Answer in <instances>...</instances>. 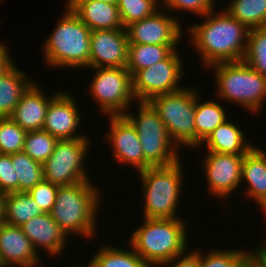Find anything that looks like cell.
I'll return each instance as SVG.
<instances>
[{
  "instance_id": "6da1fadb",
  "label": "cell",
  "mask_w": 266,
  "mask_h": 267,
  "mask_svg": "<svg viewBox=\"0 0 266 267\" xmlns=\"http://www.w3.org/2000/svg\"><path fill=\"white\" fill-rule=\"evenodd\" d=\"M215 10L205 14L201 23L187 29L193 48L206 68L222 62L243 61L250 31L225 9L219 13Z\"/></svg>"
},
{
  "instance_id": "7a4b0ae2",
  "label": "cell",
  "mask_w": 266,
  "mask_h": 267,
  "mask_svg": "<svg viewBox=\"0 0 266 267\" xmlns=\"http://www.w3.org/2000/svg\"><path fill=\"white\" fill-rule=\"evenodd\" d=\"M99 188L92 181L59 186L50 215L65 234L91 239L96 236L102 203ZM100 205V206H99Z\"/></svg>"
},
{
  "instance_id": "3957f363",
  "label": "cell",
  "mask_w": 266,
  "mask_h": 267,
  "mask_svg": "<svg viewBox=\"0 0 266 267\" xmlns=\"http://www.w3.org/2000/svg\"><path fill=\"white\" fill-rule=\"evenodd\" d=\"M133 230L129 245L150 266L155 267L187 253L188 233L182 218H143Z\"/></svg>"
},
{
  "instance_id": "277c9868",
  "label": "cell",
  "mask_w": 266,
  "mask_h": 267,
  "mask_svg": "<svg viewBox=\"0 0 266 267\" xmlns=\"http://www.w3.org/2000/svg\"><path fill=\"white\" fill-rule=\"evenodd\" d=\"M65 13L43 43V56L51 68H89L91 30L65 4Z\"/></svg>"
},
{
  "instance_id": "5b68a950",
  "label": "cell",
  "mask_w": 266,
  "mask_h": 267,
  "mask_svg": "<svg viewBox=\"0 0 266 267\" xmlns=\"http://www.w3.org/2000/svg\"><path fill=\"white\" fill-rule=\"evenodd\" d=\"M212 67V68H211ZM213 70L218 100L234 102L246 111L258 114L266 103V78L244 61L222 62L208 67Z\"/></svg>"
},
{
  "instance_id": "8992f818",
  "label": "cell",
  "mask_w": 266,
  "mask_h": 267,
  "mask_svg": "<svg viewBox=\"0 0 266 267\" xmlns=\"http://www.w3.org/2000/svg\"><path fill=\"white\" fill-rule=\"evenodd\" d=\"M181 160L167 167H149L138 172L143 191V218H181L179 198L184 182Z\"/></svg>"
},
{
  "instance_id": "52a82bcc",
  "label": "cell",
  "mask_w": 266,
  "mask_h": 267,
  "mask_svg": "<svg viewBox=\"0 0 266 267\" xmlns=\"http://www.w3.org/2000/svg\"><path fill=\"white\" fill-rule=\"evenodd\" d=\"M137 114L124 116L135 127L142 145L144 170L149 167H167L181 158L178 146L171 140L165 124L148 101H136Z\"/></svg>"
},
{
  "instance_id": "ba28073f",
  "label": "cell",
  "mask_w": 266,
  "mask_h": 267,
  "mask_svg": "<svg viewBox=\"0 0 266 267\" xmlns=\"http://www.w3.org/2000/svg\"><path fill=\"white\" fill-rule=\"evenodd\" d=\"M196 88H182L173 93L160 94L148 102L165 124L171 140L179 147L195 148V106L200 95Z\"/></svg>"
},
{
  "instance_id": "9c48e42d",
  "label": "cell",
  "mask_w": 266,
  "mask_h": 267,
  "mask_svg": "<svg viewBox=\"0 0 266 267\" xmlns=\"http://www.w3.org/2000/svg\"><path fill=\"white\" fill-rule=\"evenodd\" d=\"M93 69L89 96L105 117L124 115L136 99L132 91V75L126 67H99ZM133 102V103H132Z\"/></svg>"
},
{
  "instance_id": "30bf717a",
  "label": "cell",
  "mask_w": 266,
  "mask_h": 267,
  "mask_svg": "<svg viewBox=\"0 0 266 267\" xmlns=\"http://www.w3.org/2000/svg\"><path fill=\"white\" fill-rule=\"evenodd\" d=\"M90 145L88 136L80 139L58 140L53 153L42 164L44 180L58 186L89 181L91 177L85 169V158L91 150Z\"/></svg>"
},
{
  "instance_id": "8fae6325",
  "label": "cell",
  "mask_w": 266,
  "mask_h": 267,
  "mask_svg": "<svg viewBox=\"0 0 266 267\" xmlns=\"http://www.w3.org/2000/svg\"><path fill=\"white\" fill-rule=\"evenodd\" d=\"M180 54L174 49L165 59L132 76V91L136 101H149L157 95L173 93L185 87L180 83L185 77Z\"/></svg>"
},
{
  "instance_id": "7c38bea8",
  "label": "cell",
  "mask_w": 266,
  "mask_h": 267,
  "mask_svg": "<svg viewBox=\"0 0 266 267\" xmlns=\"http://www.w3.org/2000/svg\"><path fill=\"white\" fill-rule=\"evenodd\" d=\"M245 155L206 152L203 173L207 180L209 194L219 200L227 199L234 189L241 186L242 164Z\"/></svg>"
},
{
  "instance_id": "4fadbf2b",
  "label": "cell",
  "mask_w": 266,
  "mask_h": 267,
  "mask_svg": "<svg viewBox=\"0 0 266 267\" xmlns=\"http://www.w3.org/2000/svg\"><path fill=\"white\" fill-rule=\"evenodd\" d=\"M171 15L161 7L153 15L128 25L129 44L178 45L184 35L182 23Z\"/></svg>"
},
{
  "instance_id": "5bb4252c",
  "label": "cell",
  "mask_w": 266,
  "mask_h": 267,
  "mask_svg": "<svg viewBox=\"0 0 266 267\" xmlns=\"http://www.w3.org/2000/svg\"><path fill=\"white\" fill-rule=\"evenodd\" d=\"M61 90L48 105L42 130L58 140L80 139L85 134L78 133L82 114L79 111L76 96ZM81 114V115H80ZM77 131V132H76Z\"/></svg>"
},
{
  "instance_id": "9a60e30c",
  "label": "cell",
  "mask_w": 266,
  "mask_h": 267,
  "mask_svg": "<svg viewBox=\"0 0 266 267\" xmlns=\"http://www.w3.org/2000/svg\"><path fill=\"white\" fill-rule=\"evenodd\" d=\"M128 46L126 29L92 30L89 68L126 67Z\"/></svg>"
},
{
  "instance_id": "2e32d148",
  "label": "cell",
  "mask_w": 266,
  "mask_h": 267,
  "mask_svg": "<svg viewBox=\"0 0 266 267\" xmlns=\"http://www.w3.org/2000/svg\"><path fill=\"white\" fill-rule=\"evenodd\" d=\"M109 131L106 141L110 143L113 158L117 163L131 165L136 172L144 170V156L137 131L124 116H108Z\"/></svg>"
},
{
  "instance_id": "e0dca14e",
  "label": "cell",
  "mask_w": 266,
  "mask_h": 267,
  "mask_svg": "<svg viewBox=\"0 0 266 267\" xmlns=\"http://www.w3.org/2000/svg\"><path fill=\"white\" fill-rule=\"evenodd\" d=\"M39 258L21 226L0 223V267H38Z\"/></svg>"
},
{
  "instance_id": "ac0fdd59",
  "label": "cell",
  "mask_w": 266,
  "mask_h": 267,
  "mask_svg": "<svg viewBox=\"0 0 266 267\" xmlns=\"http://www.w3.org/2000/svg\"><path fill=\"white\" fill-rule=\"evenodd\" d=\"M23 233L28 237L38 252L44 249L50 256L58 257L67 248L68 235L57 225L49 213L31 218L21 225ZM66 246V247H65Z\"/></svg>"
},
{
  "instance_id": "d6986e66",
  "label": "cell",
  "mask_w": 266,
  "mask_h": 267,
  "mask_svg": "<svg viewBox=\"0 0 266 267\" xmlns=\"http://www.w3.org/2000/svg\"><path fill=\"white\" fill-rule=\"evenodd\" d=\"M35 81L23 93L10 118L26 132L42 130L50 101L61 91L46 97Z\"/></svg>"
},
{
  "instance_id": "ffe728a7",
  "label": "cell",
  "mask_w": 266,
  "mask_h": 267,
  "mask_svg": "<svg viewBox=\"0 0 266 267\" xmlns=\"http://www.w3.org/2000/svg\"><path fill=\"white\" fill-rule=\"evenodd\" d=\"M244 185L247 198H251L260 206L266 217V151L255 145L245 154L241 183Z\"/></svg>"
},
{
  "instance_id": "44dd1931",
  "label": "cell",
  "mask_w": 266,
  "mask_h": 267,
  "mask_svg": "<svg viewBox=\"0 0 266 267\" xmlns=\"http://www.w3.org/2000/svg\"><path fill=\"white\" fill-rule=\"evenodd\" d=\"M65 4L91 31L126 29L122 25L117 4L91 0H67Z\"/></svg>"
},
{
  "instance_id": "7402d4cb",
  "label": "cell",
  "mask_w": 266,
  "mask_h": 267,
  "mask_svg": "<svg viewBox=\"0 0 266 267\" xmlns=\"http://www.w3.org/2000/svg\"><path fill=\"white\" fill-rule=\"evenodd\" d=\"M239 128L240 125H236L232 120L227 119L199 147L206 146L207 152L245 155L256 144L250 143L249 139L245 138L248 136H245L244 131Z\"/></svg>"
},
{
  "instance_id": "603a6c76",
  "label": "cell",
  "mask_w": 266,
  "mask_h": 267,
  "mask_svg": "<svg viewBox=\"0 0 266 267\" xmlns=\"http://www.w3.org/2000/svg\"><path fill=\"white\" fill-rule=\"evenodd\" d=\"M27 76L14 63L0 77V118L10 117L13 114L23 93L34 82V79Z\"/></svg>"
},
{
  "instance_id": "cb8c5ba5",
  "label": "cell",
  "mask_w": 266,
  "mask_h": 267,
  "mask_svg": "<svg viewBox=\"0 0 266 267\" xmlns=\"http://www.w3.org/2000/svg\"><path fill=\"white\" fill-rule=\"evenodd\" d=\"M200 95L196 98L195 106V149L228 118L227 110L215 100L201 102ZM223 106V107H222Z\"/></svg>"
},
{
  "instance_id": "d4e9b609",
  "label": "cell",
  "mask_w": 266,
  "mask_h": 267,
  "mask_svg": "<svg viewBox=\"0 0 266 267\" xmlns=\"http://www.w3.org/2000/svg\"><path fill=\"white\" fill-rule=\"evenodd\" d=\"M42 214L44 212L27 192L6 193L3 222L21 226L31 218Z\"/></svg>"
},
{
  "instance_id": "484cf974",
  "label": "cell",
  "mask_w": 266,
  "mask_h": 267,
  "mask_svg": "<svg viewBox=\"0 0 266 267\" xmlns=\"http://www.w3.org/2000/svg\"><path fill=\"white\" fill-rule=\"evenodd\" d=\"M178 45L129 44L127 70L133 76L137 71L165 59Z\"/></svg>"
},
{
  "instance_id": "4316f807",
  "label": "cell",
  "mask_w": 266,
  "mask_h": 267,
  "mask_svg": "<svg viewBox=\"0 0 266 267\" xmlns=\"http://www.w3.org/2000/svg\"><path fill=\"white\" fill-rule=\"evenodd\" d=\"M99 247L89 260L94 267H150L131 246L128 247L131 250L108 244Z\"/></svg>"
},
{
  "instance_id": "83f0119b",
  "label": "cell",
  "mask_w": 266,
  "mask_h": 267,
  "mask_svg": "<svg viewBox=\"0 0 266 267\" xmlns=\"http://www.w3.org/2000/svg\"><path fill=\"white\" fill-rule=\"evenodd\" d=\"M224 8L233 18L249 30L266 27V0H229Z\"/></svg>"
},
{
  "instance_id": "f1b7e54d",
  "label": "cell",
  "mask_w": 266,
  "mask_h": 267,
  "mask_svg": "<svg viewBox=\"0 0 266 267\" xmlns=\"http://www.w3.org/2000/svg\"><path fill=\"white\" fill-rule=\"evenodd\" d=\"M11 161L18 179V192H28L44 180L43 165L24 152L11 154Z\"/></svg>"
},
{
  "instance_id": "f546056e",
  "label": "cell",
  "mask_w": 266,
  "mask_h": 267,
  "mask_svg": "<svg viewBox=\"0 0 266 267\" xmlns=\"http://www.w3.org/2000/svg\"><path fill=\"white\" fill-rule=\"evenodd\" d=\"M243 61L266 78V27L250 29Z\"/></svg>"
},
{
  "instance_id": "4dcf8cb0",
  "label": "cell",
  "mask_w": 266,
  "mask_h": 267,
  "mask_svg": "<svg viewBox=\"0 0 266 267\" xmlns=\"http://www.w3.org/2000/svg\"><path fill=\"white\" fill-rule=\"evenodd\" d=\"M57 142L58 139L47 131H30L26 133L22 152L43 164L53 153Z\"/></svg>"
},
{
  "instance_id": "1f68e13d",
  "label": "cell",
  "mask_w": 266,
  "mask_h": 267,
  "mask_svg": "<svg viewBox=\"0 0 266 267\" xmlns=\"http://www.w3.org/2000/svg\"><path fill=\"white\" fill-rule=\"evenodd\" d=\"M159 2L161 0H118L117 7L123 27L153 15L161 8Z\"/></svg>"
},
{
  "instance_id": "d6a6232c",
  "label": "cell",
  "mask_w": 266,
  "mask_h": 267,
  "mask_svg": "<svg viewBox=\"0 0 266 267\" xmlns=\"http://www.w3.org/2000/svg\"><path fill=\"white\" fill-rule=\"evenodd\" d=\"M209 250L204 254L199 248L200 267H241L247 260L246 249Z\"/></svg>"
},
{
  "instance_id": "836d02e7",
  "label": "cell",
  "mask_w": 266,
  "mask_h": 267,
  "mask_svg": "<svg viewBox=\"0 0 266 267\" xmlns=\"http://www.w3.org/2000/svg\"><path fill=\"white\" fill-rule=\"evenodd\" d=\"M26 133L10 117L0 118V153L22 152Z\"/></svg>"
},
{
  "instance_id": "e575fe53",
  "label": "cell",
  "mask_w": 266,
  "mask_h": 267,
  "mask_svg": "<svg viewBox=\"0 0 266 267\" xmlns=\"http://www.w3.org/2000/svg\"><path fill=\"white\" fill-rule=\"evenodd\" d=\"M216 0H161V7L166 11L190 12L203 17L208 12L216 9Z\"/></svg>"
},
{
  "instance_id": "d590c367",
  "label": "cell",
  "mask_w": 266,
  "mask_h": 267,
  "mask_svg": "<svg viewBox=\"0 0 266 267\" xmlns=\"http://www.w3.org/2000/svg\"><path fill=\"white\" fill-rule=\"evenodd\" d=\"M58 185L43 180L37 183L27 193L44 213H50L57 198Z\"/></svg>"
},
{
  "instance_id": "8d00e7d4",
  "label": "cell",
  "mask_w": 266,
  "mask_h": 267,
  "mask_svg": "<svg viewBox=\"0 0 266 267\" xmlns=\"http://www.w3.org/2000/svg\"><path fill=\"white\" fill-rule=\"evenodd\" d=\"M0 190L5 193L18 192V179L12 165L11 154L0 153Z\"/></svg>"
},
{
  "instance_id": "74e56055",
  "label": "cell",
  "mask_w": 266,
  "mask_h": 267,
  "mask_svg": "<svg viewBox=\"0 0 266 267\" xmlns=\"http://www.w3.org/2000/svg\"><path fill=\"white\" fill-rule=\"evenodd\" d=\"M200 267L199 248L189 253L173 258L171 261L162 263L158 267Z\"/></svg>"
},
{
  "instance_id": "f35d334b",
  "label": "cell",
  "mask_w": 266,
  "mask_h": 267,
  "mask_svg": "<svg viewBox=\"0 0 266 267\" xmlns=\"http://www.w3.org/2000/svg\"><path fill=\"white\" fill-rule=\"evenodd\" d=\"M247 259L255 266V267H266V246L258 245L254 250H247Z\"/></svg>"
},
{
  "instance_id": "ab89813d",
  "label": "cell",
  "mask_w": 266,
  "mask_h": 267,
  "mask_svg": "<svg viewBox=\"0 0 266 267\" xmlns=\"http://www.w3.org/2000/svg\"><path fill=\"white\" fill-rule=\"evenodd\" d=\"M9 52L8 48L0 49V77L15 63Z\"/></svg>"
},
{
  "instance_id": "60d3db41",
  "label": "cell",
  "mask_w": 266,
  "mask_h": 267,
  "mask_svg": "<svg viewBox=\"0 0 266 267\" xmlns=\"http://www.w3.org/2000/svg\"><path fill=\"white\" fill-rule=\"evenodd\" d=\"M5 196L6 193L0 190V223L4 220Z\"/></svg>"
},
{
  "instance_id": "b9f144b4",
  "label": "cell",
  "mask_w": 266,
  "mask_h": 267,
  "mask_svg": "<svg viewBox=\"0 0 266 267\" xmlns=\"http://www.w3.org/2000/svg\"><path fill=\"white\" fill-rule=\"evenodd\" d=\"M91 1H98V2H107L111 4H117L118 0H91Z\"/></svg>"
},
{
  "instance_id": "7bdbcfd3",
  "label": "cell",
  "mask_w": 266,
  "mask_h": 267,
  "mask_svg": "<svg viewBox=\"0 0 266 267\" xmlns=\"http://www.w3.org/2000/svg\"><path fill=\"white\" fill-rule=\"evenodd\" d=\"M241 267H255V266L247 259Z\"/></svg>"
},
{
  "instance_id": "ee69618b",
  "label": "cell",
  "mask_w": 266,
  "mask_h": 267,
  "mask_svg": "<svg viewBox=\"0 0 266 267\" xmlns=\"http://www.w3.org/2000/svg\"><path fill=\"white\" fill-rule=\"evenodd\" d=\"M72 267H80V266H76V265H74V266H72ZM81 267H94V266H93L92 263L89 261V262L87 263V265H84V266H81Z\"/></svg>"
},
{
  "instance_id": "f6af8a7d",
  "label": "cell",
  "mask_w": 266,
  "mask_h": 267,
  "mask_svg": "<svg viewBox=\"0 0 266 267\" xmlns=\"http://www.w3.org/2000/svg\"><path fill=\"white\" fill-rule=\"evenodd\" d=\"M4 0H0V2H2ZM5 48H8L5 44L1 43L0 42V49H5Z\"/></svg>"
}]
</instances>
